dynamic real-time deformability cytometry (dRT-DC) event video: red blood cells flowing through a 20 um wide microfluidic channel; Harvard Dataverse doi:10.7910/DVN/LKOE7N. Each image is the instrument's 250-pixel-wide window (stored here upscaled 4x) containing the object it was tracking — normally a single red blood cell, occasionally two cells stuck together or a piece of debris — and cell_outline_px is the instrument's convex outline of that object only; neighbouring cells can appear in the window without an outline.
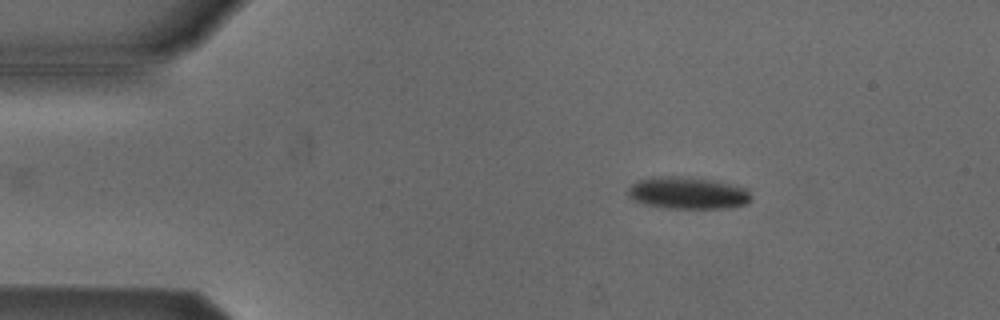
{"species": "Egyptian fruit bat (a non-hibernating species)", "species_latin": "Rousettus aegyptiacus", "temperature_condition": "cold", "stored_images_in_passage": 53, "camera_frame_rate_fps": 3000, "um_per_image_px": 0.085, "animal": {"sex": "male"}, "frame": {"image": 1, "passage_image": 8, "time_ms": 2.333, "image_size_px": [1000, 320], "cell_outline_px": [[752, 200], [748, 204], [724, 208], [668, 208], [644, 204], [628, 196], [628, 188], [632, 184], [640, 180], [652, 176], [680, 176], [716, 180], [748, 188], [752, 196]], "centroid_in_image_um": [58.51, 16.39], "position_along_channel_um": 26.5, "area_um2": 23.24}}
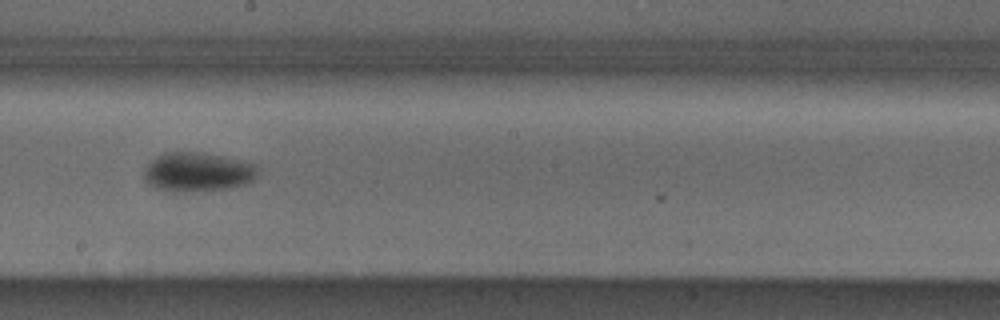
{"frame": {"image": 2, "passage_image": 29, "time_ms": 9.333, "image_size_px": [1000, 320], "cell_outline_px": [[256, 176], [252, 180], [244, 184], [232, 188], [204, 192], [172, 192], [156, 188], [148, 184], [144, 180], [144, 168], [156, 156], [164, 152], [200, 152], [220, 156], [256, 164]], "centroid_in_image_um": [16.75, 14.65], "position_along_channel_um": 231.5, "area_um2": 26.24}}
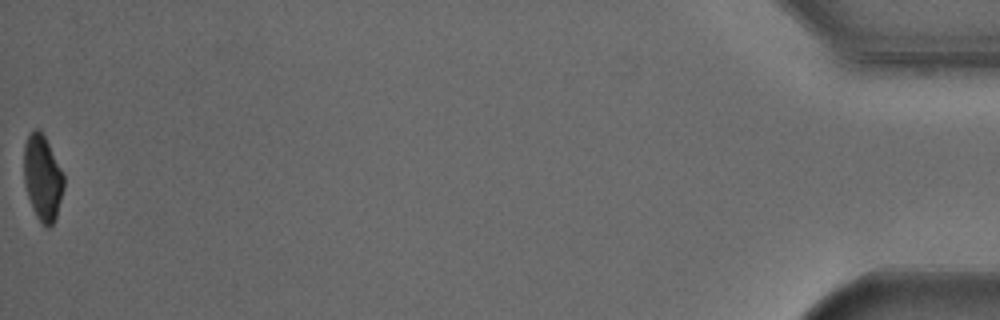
{"frame": {"image": 3, "passage_image": 53, "time_ms": 17.333, "image_size_px": [1000, 320], "cell_outline_px": [[64, 188], [56, 220], [48, 228], [44, 228], [36, 216], [32, 208], [24, 184], [24, 144], [32, 128], [40, 128], [64, 176]], "centroid_in_image_um": [3.61, 15.15], "position_along_channel_um": 431.6, "area_um2": 20.0}, "authors_computed_cell_mechanics": {"area_um2": 23.2356, "velocity_mm_per_s": 3.8217, "shape_relaxation_time_tau1_ms": 2.3228, "shape_relaxation_time_tau2_ms": null, "deformation_change_tau1": 0.0895, "deformation_change_tau2": null}}